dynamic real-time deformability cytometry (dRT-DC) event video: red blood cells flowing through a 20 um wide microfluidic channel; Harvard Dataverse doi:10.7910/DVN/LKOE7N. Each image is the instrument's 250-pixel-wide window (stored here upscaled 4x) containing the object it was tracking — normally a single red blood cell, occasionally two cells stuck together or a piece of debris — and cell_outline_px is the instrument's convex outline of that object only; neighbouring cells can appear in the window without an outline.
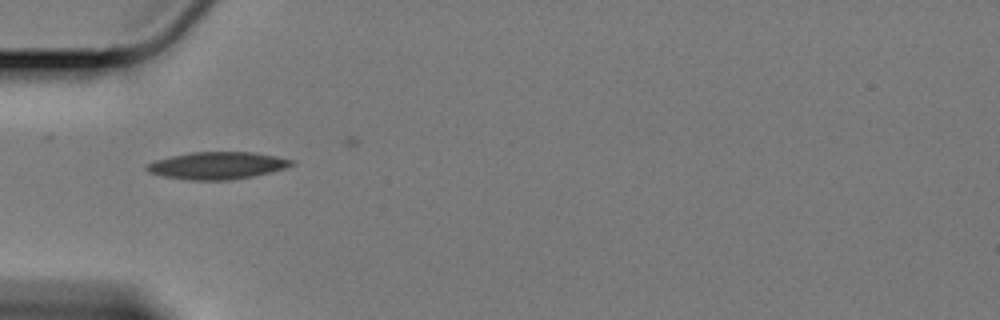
{"species": "Egyptian fruit bat (a non-hibernating species)", "species_latin": "Rousettus aegyptiacus", "temperature_condition": "cold", "stored_images_in_passage": 10, "camera_frame_rate_fps": 3000, "um_per_image_px": 0.085, "animal": {"sex": "female"}, "frame": {"image": 1, "passage_image": 6, "time_ms": 1.667, "image_size_px": [1000, 320], "cell_outline_px": [[296, 164], [284, 168], [252, 176], [228, 180], [188, 180], [164, 176], [148, 172], [144, 168], [144, 164], [156, 160], [172, 156], [192, 152], [256, 152], [276, 156], [292, 160]], "centroid_in_image_um": [18.43, 14.06], "position_along_channel_um": 66.6, "area_um2": 22.89}}
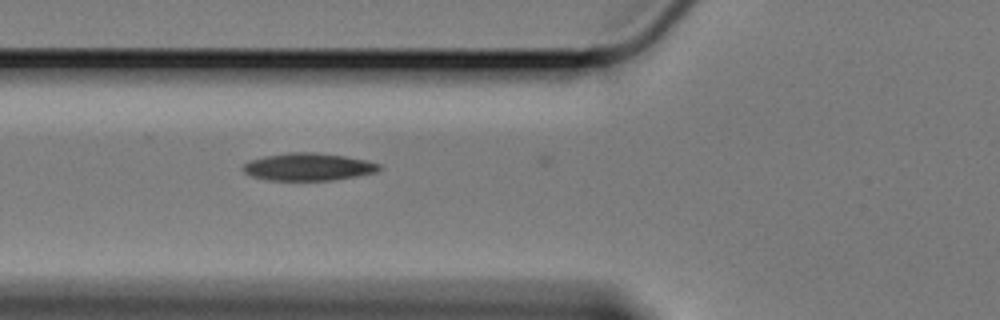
{"frame": {"image": 2, "passage_image": 9, "time_ms": 2.667, "image_size_px": [1000, 320], "cell_outline_px": [[380, 168], [376, 172], [356, 176], [332, 180], [268, 180], [252, 176], [244, 172], [240, 168], [244, 164], [252, 160], [264, 156], [288, 152], [316, 152], [344, 156], [364, 160], [380, 164]], "centroid_in_image_um": [26.17, 14.18], "position_along_channel_um": 99.6, "area_um2": 21.68}}